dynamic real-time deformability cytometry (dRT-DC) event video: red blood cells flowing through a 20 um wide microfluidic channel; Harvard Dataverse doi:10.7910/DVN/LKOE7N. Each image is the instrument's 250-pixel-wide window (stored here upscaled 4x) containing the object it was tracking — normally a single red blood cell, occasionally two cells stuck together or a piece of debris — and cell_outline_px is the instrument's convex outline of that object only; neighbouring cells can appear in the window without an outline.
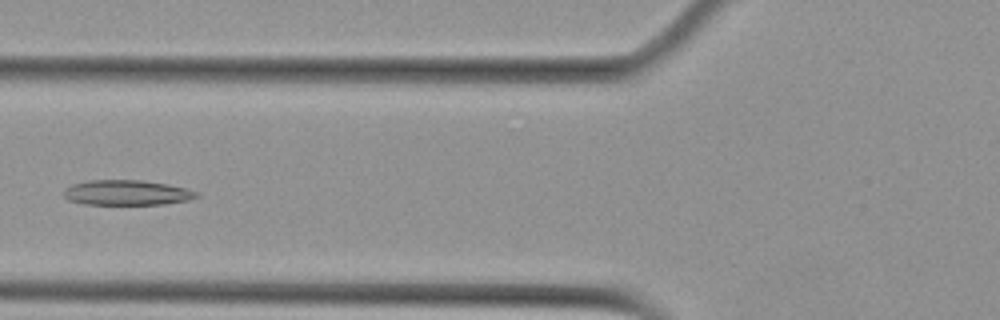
{"species": "Egyptian fruit bat (a non-hibernating species)", "species_latin": "Rousettus aegyptiacus", "temperature_condition": "cold", "stored_images_in_passage": 9, "camera_frame_rate_fps": 3000, "um_per_image_px": 0.085, "animal": {"sex": "female"}, "frame": {"image": 1, "passage_image": 6, "time_ms": 6.0, "image_size_px": [1000, 320], "cell_outline_px": [[200, 196], [188, 200], [164, 204], [84, 204], [68, 200], [64, 196], [64, 188], [72, 184], [88, 180], [140, 180], [168, 184], [200, 192]], "centroid_in_image_um": [10.78, 16.37], "position_along_channel_um": 115.0, "area_um2": 19.48}}
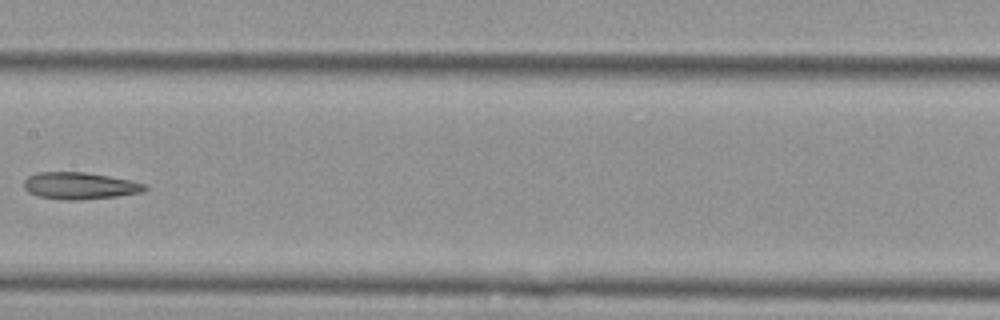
{"frame": {"image": 2, "passage_image": 8, "time_ms": 8.333, "image_size_px": [1000, 320], "cell_outline_px": [[148, 188], [140, 192], [116, 196], [80, 200], [68, 200], [36, 196], [28, 192], [24, 188], [24, 180], [28, 176], [36, 172], [84, 172], [132, 180], [148, 184]], "centroid_in_image_um": [6.77, 15.78], "position_along_channel_um": 200.6, "area_um2": 19.02}}
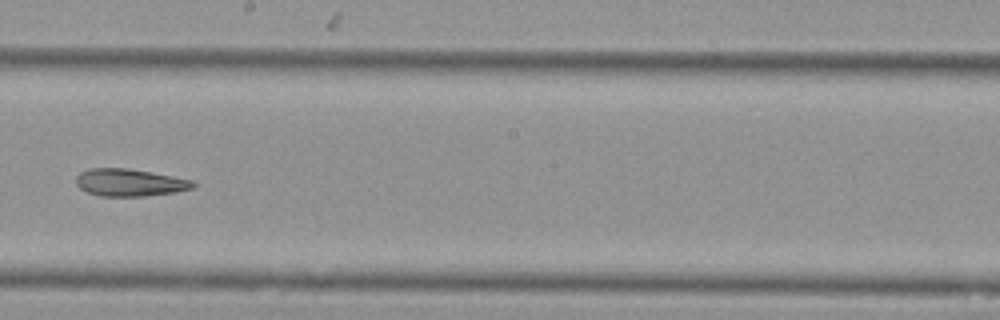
{"frame": {"image": 3, "passage_image": 9, "time_ms": 9.333, "image_size_px": [1000, 320], "cell_outline_px": [[196, 188], [176, 192], [144, 196], [100, 196], [88, 192], [80, 188], [76, 184], [76, 176], [80, 172], [88, 168], [128, 168], [172, 176], [192, 180], [196, 184]], "centroid_in_image_um": [11.03, 15.51], "position_along_channel_um": 237.2, "area_um2": 18.73}}